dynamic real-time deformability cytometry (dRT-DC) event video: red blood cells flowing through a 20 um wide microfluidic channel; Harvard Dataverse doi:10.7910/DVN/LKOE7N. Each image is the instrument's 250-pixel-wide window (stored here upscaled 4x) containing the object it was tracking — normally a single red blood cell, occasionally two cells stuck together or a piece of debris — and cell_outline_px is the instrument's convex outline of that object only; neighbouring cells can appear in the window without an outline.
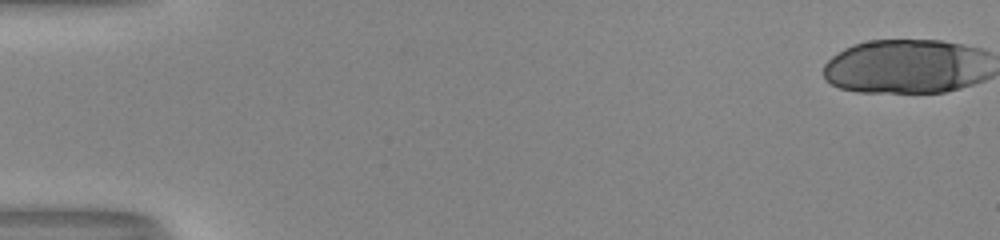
{"species": "human", "species_latin": "Homo sapiens", "temperature_condition": "room temperature", "stored_images_in_passage": 54, "segment_of_instrument_passage": [1, 2], "camera_frame_rate_fps": 3000, "um_per_image_px": 0.085, "donor": {"sex": "male"}, "frame": {"image": 1, "passage_image": 1, "time_ms": 0.0, "image_size_px": [1000, 240], "cell_outline_px": [[964, 84], [956, 88], [940, 92], [896, 92], [844, 88], [832, 84], [824, 76], [824, 68], [840, 52], [856, 44], [876, 40], [932, 40], [952, 44], [964, 80]], "centroid_in_image_um": [76.23, 5.68], "position_along_channel_um": 8.8, "area_um2": 44.33}}
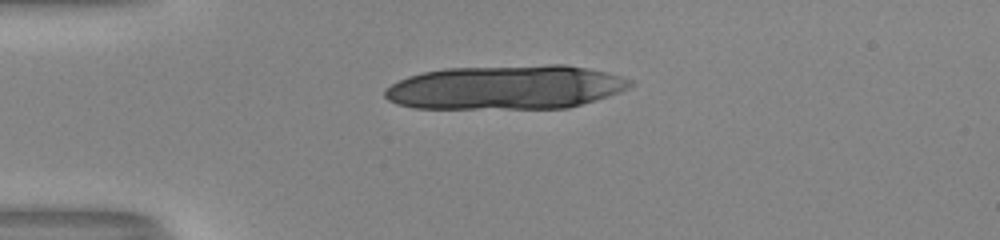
{"frame": {"image": 2, "passage_image": 15, "time_ms": 4.667, "image_size_px": [1000, 240], "cell_outline_px": [[608, 92], [600, 96], [576, 104], [560, 108], [424, 108], [404, 104], [392, 100], [388, 96], [388, 88], [412, 76], [428, 72], [464, 68], [580, 68], [592, 72]], "centroid_in_image_um": [42.36, 7.51], "position_along_channel_um": 42.6, "area_um2": 54.62}}